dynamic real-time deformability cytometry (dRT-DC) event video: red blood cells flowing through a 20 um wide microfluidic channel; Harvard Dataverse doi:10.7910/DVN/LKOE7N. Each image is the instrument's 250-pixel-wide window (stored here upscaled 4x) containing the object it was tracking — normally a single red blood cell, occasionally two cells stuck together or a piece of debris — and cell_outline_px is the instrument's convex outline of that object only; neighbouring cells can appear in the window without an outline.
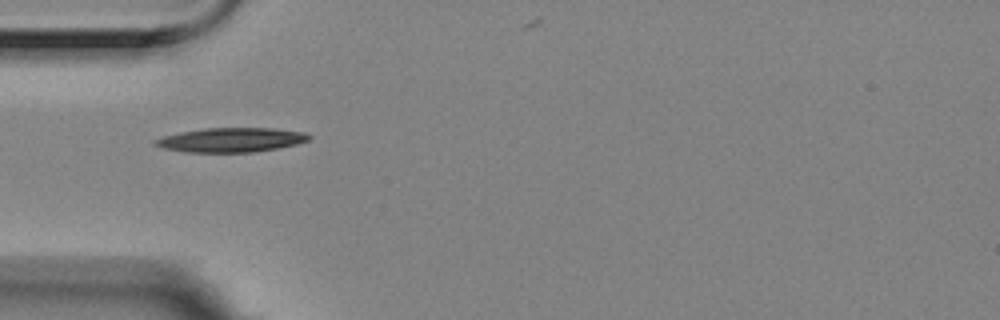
{"species": "Egyptian fruit bat (a non-hibernating species)", "species_latin": "Rousettus aegyptiacus", "temperature_condition": "room temperature", "stored_images_in_passage": 4, "camera_frame_rate_fps": 3000, "um_per_image_px": 0.085, "animal": {"sex": "female"}, "frame": {"image": 1, "passage_image": 1, "time_ms": 0.0, "image_size_px": [1000, 320], "cell_outline_px": [[312, 136], [308, 140], [296, 144], [276, 148], [252, 152], [184, 152], [164, 148], [152, 144], [152, 140], [164, 136], [180, 132], [204, 128], [276, 128], [304, 132]], "centroid_in_image_um": [19.62, 11.88], "position_along_channel_um": 65.4, "area_um2": 21.79}}